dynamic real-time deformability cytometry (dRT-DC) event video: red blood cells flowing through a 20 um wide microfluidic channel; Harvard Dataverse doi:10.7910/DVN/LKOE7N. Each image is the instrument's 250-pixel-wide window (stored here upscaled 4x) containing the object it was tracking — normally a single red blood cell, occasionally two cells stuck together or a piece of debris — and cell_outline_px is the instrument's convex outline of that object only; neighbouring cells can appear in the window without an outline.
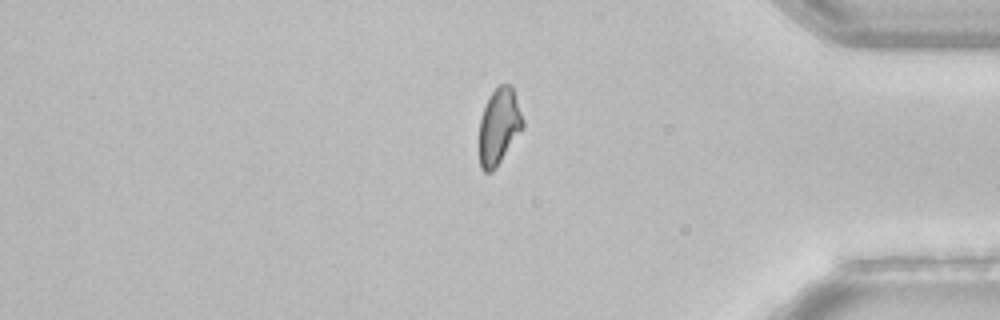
{"species": "common noctule bat (a hibernating species)", "species_latin": "Nyctalus noctula", "temperature_condition": "room temperature", "stored_images_in_passage": 37, "camera_frame_rate_fps": 3000, "um_per_image_px": 0.085, "animal": {"sex": "female", "body_mass_g": 22.7, "forearm_length_mm": 54.2}, "frame": {"image": 1, "passage_image": 28, "time_ms": 9.0, "image_size_px": [1000, 320], "cell_outline_px": [[524, 128], [496, 168], [492, 172], [484, 172], [480, 168], [480, 120], [488, 96], [500, 84], [508, 84], [512, 88], [524, 120]], "centroid_in_image_um": [42.42, 10.77], "position_along_channel_um": 392.8, "area_um2": 19.31}}
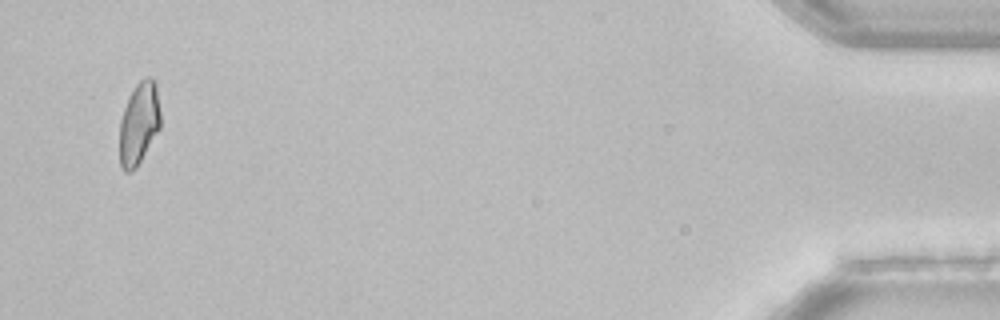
{"frame": {"image": 2, "passage_image": 35, "time_ms": 11.333, "image_size_px": [1000, 320], "cell_outline_px": [[160, 128], [136, 168], [128, 172], [124, 172], [120, 168], [120, 120], [124, 108], [136, 84], [140, 80], [148, 76], [152, 76], [156, 80], [160, 112]], "centroid_in_image_um": [11.82, 10.48], "position_along_channel_um": 423.4, "area_um2": 19.65}, "authors_computed_cell_mechanics": {"area_um2": 20.23, "velocity_mm_per_s": 3.8747, "shape_relaxation_time_tau1_ms": null, "shape_relaxation_time_tau2_ms": 4.6127, "deformation_change_tau1": null, "deformation_change_tau2": 0.0777}}